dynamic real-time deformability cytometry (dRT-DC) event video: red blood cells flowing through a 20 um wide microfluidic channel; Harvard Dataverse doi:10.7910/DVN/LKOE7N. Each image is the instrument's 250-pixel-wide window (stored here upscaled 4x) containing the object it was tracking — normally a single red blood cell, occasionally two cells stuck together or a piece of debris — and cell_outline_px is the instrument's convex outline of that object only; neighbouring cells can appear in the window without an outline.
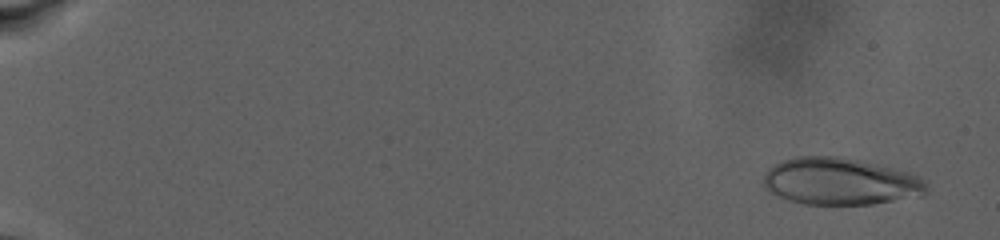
{"species": "human", "species_latin": "Homo sapiens", "temperature_condition": "warm", "stored_images_in_passage": 54, "camera_frame_rate_fps": 3000, "um_per_image_px": 0.085, "donor": {"sex": "male"}, "frame": {"image": 1, "passage_image": 2, "time_ms": 1.0, "image_size_px": [1000, 240], "cell_outline_px": [[928, 192], [924, 196], [872, 204], [804, 204], [788, 200], [768, 192], [764, 188], [764, 176], [768, 168], [784, 160], [796, 156], [840, 156], [876, 164], [908, 172], [920, 176], [928, 184]], "centroid_in_image_um": [71.45, 15.43], "position_along_channel_um": 13.5, "area_um2": 44.97}}
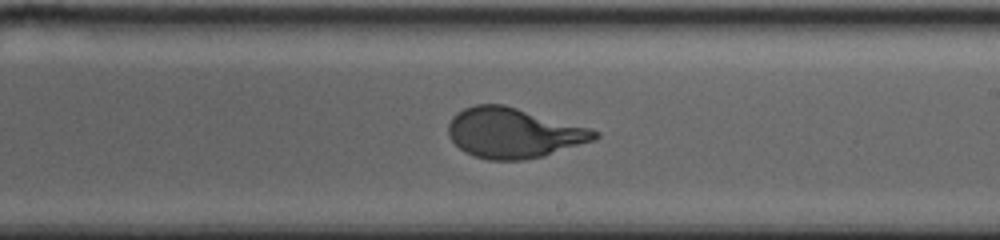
{"frame": {"image": 2, "passage_image": 33, "time_ms": 19.333, "image_size_px": [1000, 240], "cell_outline_px": [[600, 136], [596, 140], [544, 156], [524, 160], [488, 160], [472, 156], [464, 152], [448, 136], [448, 124], [452, 116], [456, 112], [464, 108], [476, 104], [504, 104], [592, 128], [600, 132]], "centroid_in_image_um": [43.67, 11.3], "position_along_channel_um": 245.3, "area_um2": 43.23}}
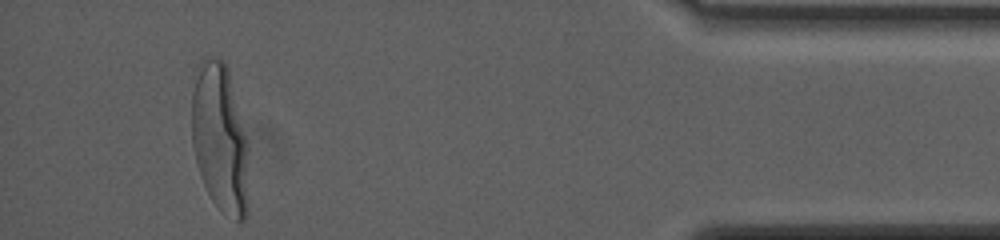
{"frame": {"image": 3, "passage_image": 48, "time_ms": 28.667, "image_size_px": [1000, 240], "cell_outline_px": [[248, 212], [244, 220], [236, 220], [220, 212], [212, 200], [200, 176], [196, 164], [192, 144], [192, 92], [196, 68], [204, 56], [216, 56], [224, 60], [228, 68], [248, 148]], "centroid_in_image_um": [18.68, 11.77], "position_along_channel_um": 416.5, "area_um2": 49.94}, "authors_computed_cell_mechanics": {"area_um2": 43.1766, "velocity_mm_per_s": 2.3466, "shape_relaxation_time_tau1_ms": 6.7291, "shape_relaxation_time_tau2_ms": null, "deformation_change_tau1": 0.2656, "deformation_change_tau2": null}}